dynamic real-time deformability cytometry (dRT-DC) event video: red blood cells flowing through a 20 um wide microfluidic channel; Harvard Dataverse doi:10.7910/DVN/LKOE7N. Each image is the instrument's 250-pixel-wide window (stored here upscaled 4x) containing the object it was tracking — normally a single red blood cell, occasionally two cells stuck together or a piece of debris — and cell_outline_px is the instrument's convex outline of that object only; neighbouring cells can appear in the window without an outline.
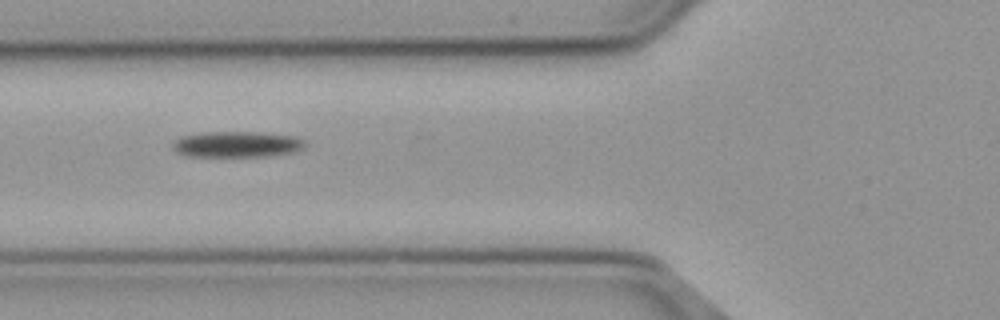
{"species": "common noctule bat (a hibernating species)", "species_latin": "Nyctalus noctula", "temperature_condition": "cold", "stored_images_in_passage": 34, "camera_frame_rate_fps": 3000, "um_per_image_px": 0.085, "animal": {"sex": "male", "body_mass_g": 23.1, "forearm_length_mm": 52.7}, "frame": {"image": 1, "passage_image": 6, "time_ms": 1.667, "image_size_px": [1000, 320], "cell_outline_px": [[308, 144], [304, 148], [296, 152], [272, 156], [184, 156], [176, 152], [172, 148], [172, 144], [180, 136], [204, 132], [260, 132], [296, 136], [304, 140]], "centroid_in_image_um": [20.18, 12.27], "position_along_channel_um": 105.6, "area_um2": 20.35}}